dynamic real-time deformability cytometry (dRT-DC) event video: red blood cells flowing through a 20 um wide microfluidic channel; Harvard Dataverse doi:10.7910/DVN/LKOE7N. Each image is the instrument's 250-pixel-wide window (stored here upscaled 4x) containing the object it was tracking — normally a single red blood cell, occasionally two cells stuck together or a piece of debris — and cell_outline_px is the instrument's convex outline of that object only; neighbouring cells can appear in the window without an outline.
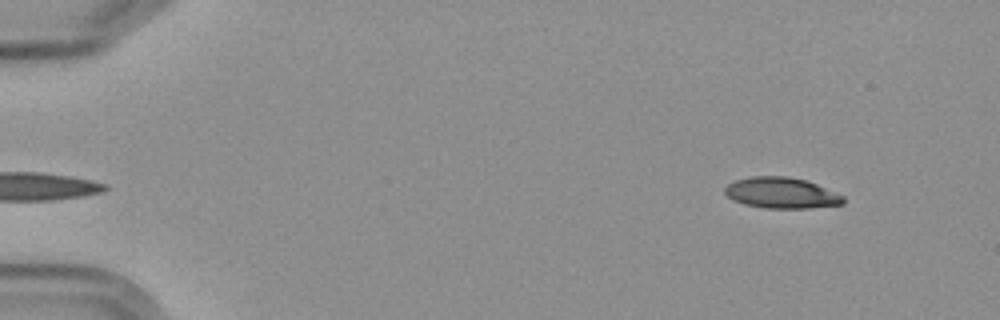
{"species": "Egyptian fruit bat (a non-hibernating species)", "species_latin": "Rousettus aegyptiacus", "temperature_condition": "cold", "stored_images_in_passage": 4, "camera_frame_rate_fps": 3000, "um_per_image_px": 0.085, "frame": {"image": 1, "passage_image": 4, "time_ms": 3.333, "image_size_px": [1000, 320], "cell_outline_px": [[844, 204], [808, 208], [764, 208], [744, 204], [732, 200], [724, 192], [724, 188], [728, 184], [736, 180], [752, 176], [788, 176], [804, 180], [816, 184], [844, 196]], "centroid_in_image_um": [66.4, 16.4], "position_along_channel_um": 18.6, "area_um2": 21.27}}